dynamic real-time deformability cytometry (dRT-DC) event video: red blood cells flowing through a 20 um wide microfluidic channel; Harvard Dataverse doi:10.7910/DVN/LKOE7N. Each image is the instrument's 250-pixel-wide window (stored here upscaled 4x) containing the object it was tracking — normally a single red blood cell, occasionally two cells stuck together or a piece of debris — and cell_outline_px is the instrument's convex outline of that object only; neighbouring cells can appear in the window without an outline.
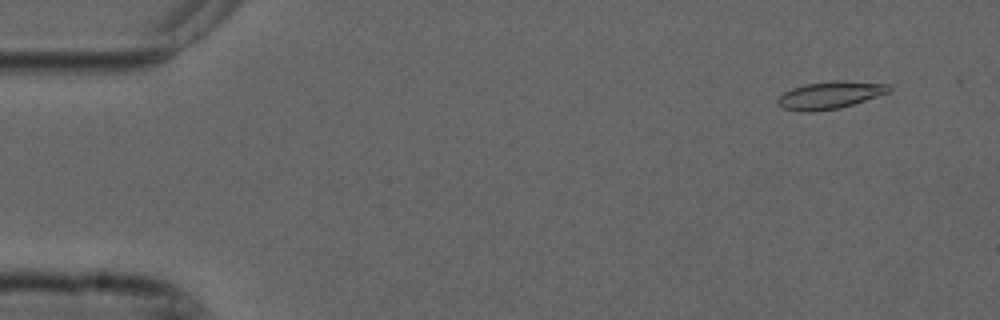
{"species": "common noctule bat (a hibernating species)", "species_latin": "Nyctalus noctula", "temperature_condition": "cold", "stored_images_in_passage": 47, "camera_frame_rate_fps": 3000, "um_per_image_px": 0.085, "animal": {"sex": "male", "forearm_length_mm": 52.5}, "frame": {"image": 1, "passage_image": 4, "time_ms": 1.0, "image_size_px": [1000, 320], "cell_outline_px": [[892, 92], [840, 108], [812, 112], [800, 112], [784, 108], [776, 104], [776, 100], [784, 92], [792, 88], [804, 84], [832, 80], [844, 80], [888, 84], [892, 88]], "centroid_in_image_um": [70.56, 8.08], "position_along_channel_um": 14.4, "area_um2": 18.09}}
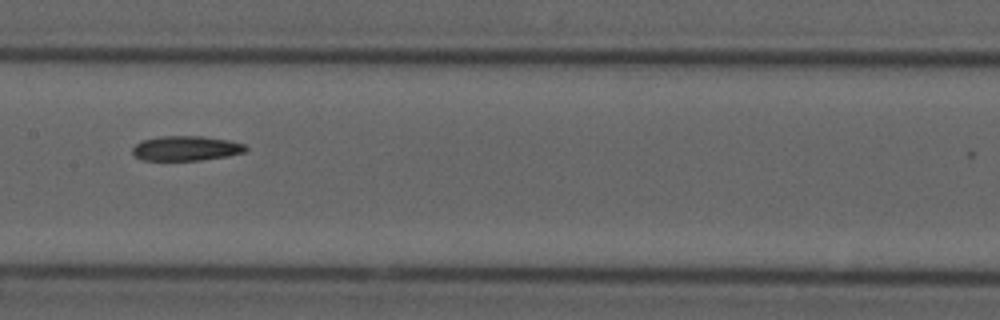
{"frame": {"image": 2, "passage_image": 27, "time_ms": 8.667, "image_size_px": [1000, 320], "cell_outline_px": [[248, 148], [244, 152], [228, 156], [200, 160], [144, 160], [136, 156], [132, 152], [132, 148], [140, 140], [160, 136], [200, 136], [228, 140], [244, 144]], "centroid_in_image_um": [15.8, 12.6], "position_along_channel_um": 191.6, "area_um2": 16.3}}
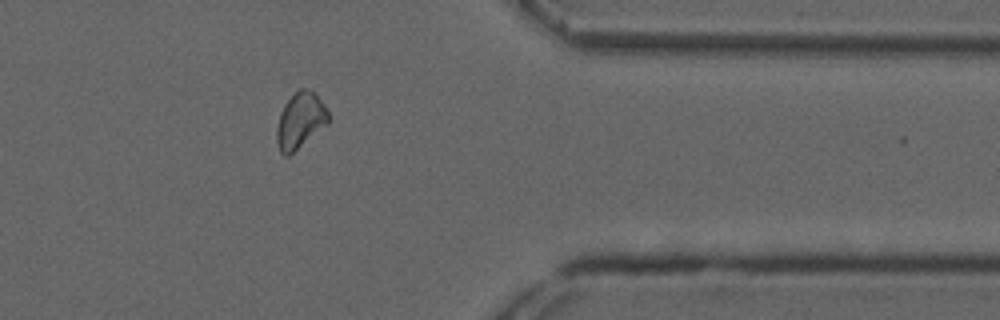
{"frame": {"image": 3, "passage_image": 44, "time_ms": 14.333, "image_size_px": [1000, 320], "cell_outline_px": [[328, 124], [288, 156], [284, 156], [280, 152], [276, 140], [276, 128], [280, 112], [284, 104], [300, 88], [312, 88], [324, 104], [328, 112]], "centroid_in_image_um": [25.51, 10.23], "position_along_channel_um": 385.9, "area_um2": 16.88}}